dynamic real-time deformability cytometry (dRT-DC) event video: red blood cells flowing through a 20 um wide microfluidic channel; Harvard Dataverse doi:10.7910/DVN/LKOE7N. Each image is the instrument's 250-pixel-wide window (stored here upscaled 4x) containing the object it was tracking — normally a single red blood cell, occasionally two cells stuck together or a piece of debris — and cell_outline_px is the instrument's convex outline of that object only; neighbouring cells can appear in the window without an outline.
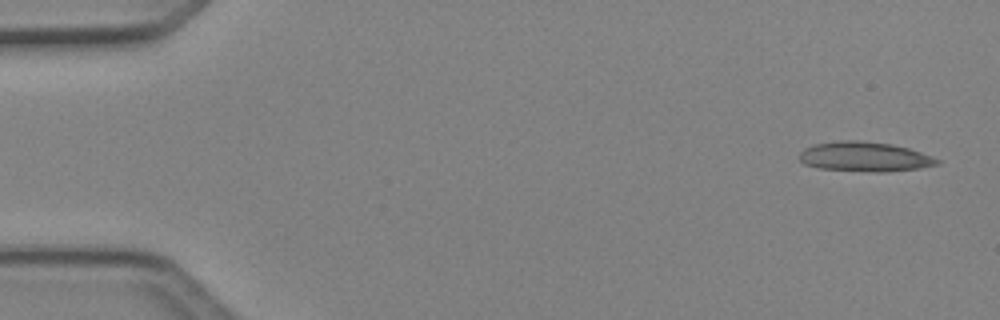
{"species": "Egyptian fruit bat (a non-hibernating species)", "species_latin": "Rousettus aegyptiacus", "temperature_condition": "cold", "stored_images_in_passage": 6, "camera_frame_rate_fps": 3000, "um_per_image_px": 0.085, "animal": {"sex": "female"}, "frame": {"image": 1, "passage_image": 1, "time_ms": 0.0, "image_size_px": [1000, 320], "cell_outline_px": [[940, 164], [920, 168], [888, 172], [872, 172], [816, 168], [804, 164], [800, 160], [800, 152], [804, 148], [812, 144], [840, 140], [860, 140], [892, 144], [908, 148], [920, 152], [940, 160]], "centroid_in_image_um": [73.47, 13.32], "position_along_channel_um": 11.5, "area_um2": 24.04}}
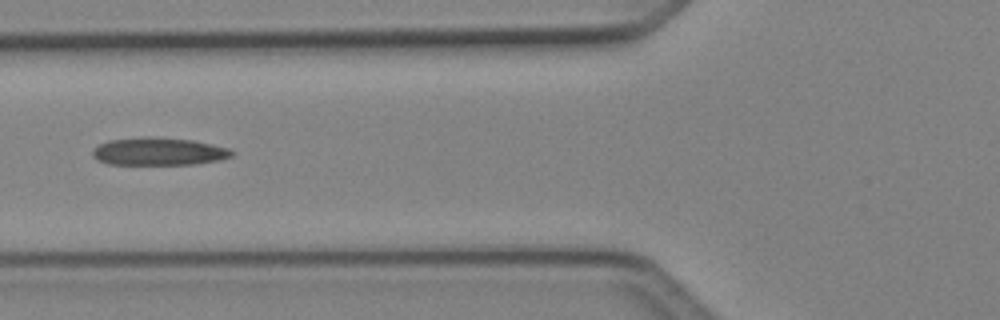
{"frame": {"image": 2, "passage_image": 5, "time_ms": 1.333, "image_size_px": [1000, 320], "cell_outline_px": [[236, 152], [232, 156], [220, 160], [196, 164], [108, 164], [92, 156], [92, 148], [108, 140], [148, 136], [156, 136], [192, 140], [212, 144], [228, 148]], "centroid_in_image_um": [13.5, 12.86], "position_along_channel_um": 112.3, "area_um2": 22.66}}
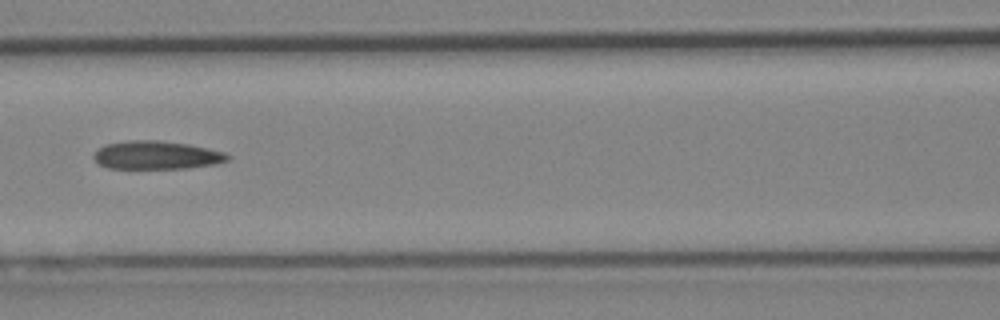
{"frame": {"image": 3, "passage_image": 6, "time_ms": 1.667, "image_size_px": [1000, 320], "cell_outline_px": [[232, 156], [228, 160], [216, 164], [188, 168], [108, 168], [100, 164], [92, 156], [104, 144], [128, 140], [160, 140], [188, 144], [208, 148], [224, 152]], "centroid_in_image_um": [13.33, 13.18], "position_along_channel_um": 153.3, "area_um2": 22.08}}